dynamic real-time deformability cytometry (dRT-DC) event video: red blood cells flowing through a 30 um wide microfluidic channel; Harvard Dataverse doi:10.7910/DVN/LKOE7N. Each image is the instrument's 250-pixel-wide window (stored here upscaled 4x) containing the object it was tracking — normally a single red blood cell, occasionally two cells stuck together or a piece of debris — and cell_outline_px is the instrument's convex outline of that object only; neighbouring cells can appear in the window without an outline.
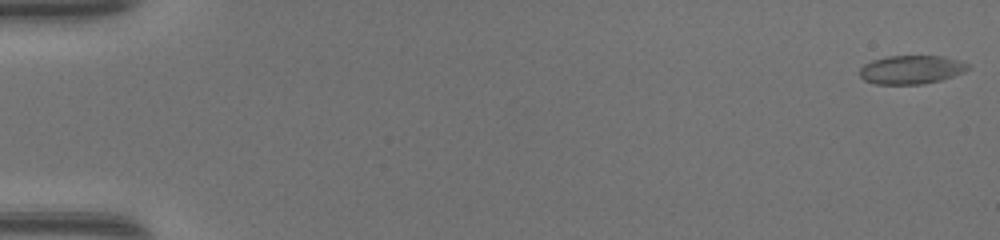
{"species": "common noctule bat (a hibernating species)", "species_latin": "Nyctalus noctula", "temperature_condition": "warm", "stored_images_in_passage": 49, "camera_frame_rate_fps": 3000, "um_per_image_px": 0.085, "animal": {"sex": "female", "body_mass_g": 17.0, "forearm_length_mm": 48.0}, "frame": {"image": 1, "passage_image": 1, "time_ms": 0.0, "image_size_px": [1000, 240], "cell_outline_px": [[968, 68], [964, 72], [940, 80], [924, 84], [876, 84], [864, 80], [860, 76], [860, 68], [864, 64], [872, 60], [888, 56], [944, 56], [960, 60], [968, 64]], "centroid_in_image_um": [77.45, 5.92], "position_along_channel_um": 7.6, "area_um2": 18.03}}
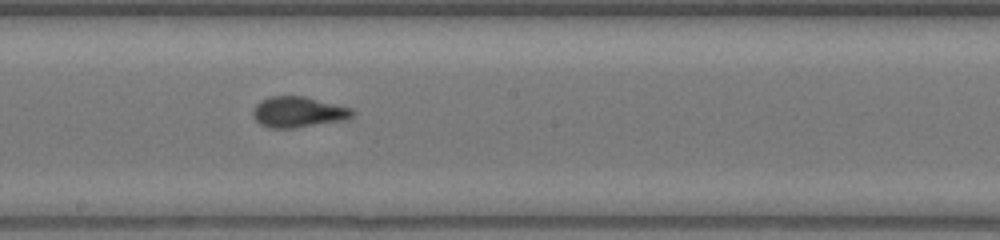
{"frame": {"image": 2, "passage_image": 28, "time_ms": 9.0, "image_size_px": [1000, 240], "cell_outline_px": [[356, 112], [348, 120], [296, 128], [268, 128], [260, 124], [252, 116], [252, 108], [260, 100], [272, 96], [304, 96], [352, 108]], "centroid_in_image_um": [25.35, 9.53], "position_along_channel_um": 222.8, "area_um2": 18.15}}
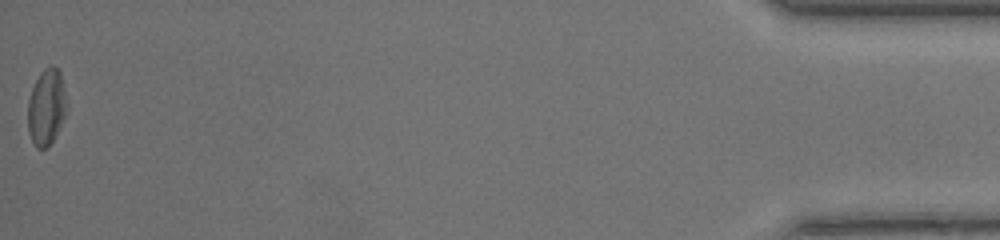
{"frame": {"image": 3, "passage_image": 49, "time_ms": 16.0, "image_size_px": [1000, 240], "cell_outline_px": [[68, 108], [48, 148], [36, 148], [28, 132], [28, 100], [32, 88], [40, 72], [44, 68], [52, 64], [60, 72]], "centroid_in_image_um": [3.93, 9.09], "position_along_channel_um": 431.3, "area_um2": 17.11}, "authors_computed_cell_mechanics": {"area_um2": 17.6868, "velocity_mm_per_s": 4.3498, "shape_relaxation_time_tau1_ms": 3.742, "shape_relaxation_time_tau2_ms": 1.0967, "deformation_change_tau1": 0.1697, "deformation_change_tau2": 0.0747}}